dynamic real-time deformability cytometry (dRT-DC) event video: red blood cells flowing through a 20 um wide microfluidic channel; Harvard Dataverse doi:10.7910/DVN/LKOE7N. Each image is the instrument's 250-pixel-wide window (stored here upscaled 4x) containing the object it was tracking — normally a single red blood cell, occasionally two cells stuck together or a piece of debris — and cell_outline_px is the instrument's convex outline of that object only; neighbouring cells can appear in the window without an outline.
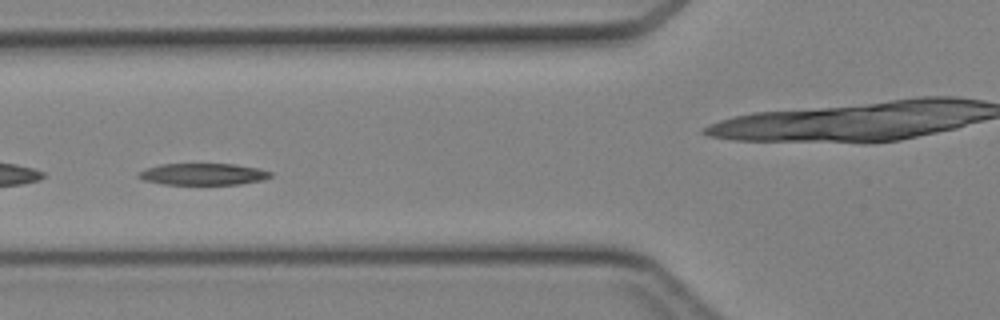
{"species": "Egyptian fruit bat (a non-hibernating species)", "species_latin": "Rousettus aegyptiacus", "temperature_condition": "cold", "stored_images_in_passage": 33, "camera_frame_rate_fps": 3000, "um_per_image_px": 0.085, "animal": {"sex": "female"}, "frame": {"image": 1, "passage_image": 10, "time_ms": 3.0, "image_size_px": [1000, 320], "cell_outline_px": [[272, 176], [264, 180], [240, 184], [164, 184], [144, 180], [136, 176], [136, 172], [144, 168], [160, 164], [232, 164], [260, 168], [272, 172]], "centroid_in_image_um": [17.24, 14.8], "position_along_channel_um": 108.6, "area_um2": 16.82}}